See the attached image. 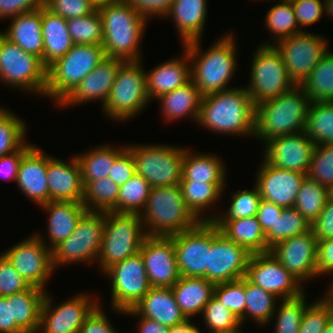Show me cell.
<instances>
[{"mask_svg": "<svg viewBox=\"0 0 333 333\" xmlns=\"http://www.w3.org/2000/svg\"><path fill=\"white\" fill-rule=\"evenodd\" d=\"M196 125L221 135L255 134V105L241 86L202 97Z\"/></svg>", "mask_w": 333, "mask_h": 333, "instance_id": "6da1fadb", "label": "cell"}, {"mask_svg": "<svg viewBox=\"0 0 333 333\" xmlns=\"http://www.w3.org/2000/svg\"><path fill=\"white\" fill-rule=\"evenodd\" d=\"M98 11L103 23L105 56L124 61H142L141 44L148 19L126 0H107Z\"/></svg>", "mask_w": 333, "mask_h": 333, "instance_id": "7a4b0ae2", "label": "cell"}, {"mask_svg": "<svg viewBox=\"0 0 333 333\" xmlns=\"http://www.w3.org/2000/svg\"><path fill=\"white\" fill-rule=\"evenodd\" d=\"M235 37L232 31L226 33L206 51L201 50V40L182 46L189 56L191 80L202 96L235 88L228 86L238 65Z\"/></svg>", "mask_w": 333, "mask_h": 333, "instance_id": "3957f363", "label": "cell"}, {"mask_svg": "<svg viewBox=\"0 0 333 333\" xmlns=\"http://www.w3.org/2000/svg\"><path fill=\"white\" fill-rule=\"evenodd\" d=\"M310 99L300 85L255 105L254 138L267 140L305 131Z\"/></svg>", "mask_w": 333, "mask_h": 333, "instance_id": "277c9868", "label": "cell"}, {"mask_svg": "<svg viewBox=\"0 0 333 333\" xmlns=\"http://www.w3.org/2000/svg\"><path fill=\"white\" fill-rule=\"evenodd\" d=\"M139 215L148 237H171L200 222L186 206L179 185L151 188Z\"/></svg>", "mask_w": 333, "mask_h": 333, "instance_id": "5b68a950", "label": "cell"}, {"mask_svg": "<svg viewBox=\"0 0 333 333\" xmlns=\"http://www.w3.org/2000/svg\"><path fill=\"white\" fill-rule=\"evenodd\" d=\"M105 58L102 44H74L47 68L46 98L58 106Z\"/></svg>", "mask_w": 333, "mask_h": 333, "instance_id": "8992f818", "label": "cell"}, {"mask_svg": "<svg viewBox=\"0 0 333 333\" xmlns=\"http://www.w3.org/2000/svg\"><path fill=\"white\" fill-rule=\"evenodd\" d=\"M147 237L138 213L106 212L101 249L96 261L100 273L138 254Z\"/></svg>", "mask_w": 333, "mask_h": 333, "instance_id": "52a82bcc", "label": "cell"}, {"mask_svg": "<svg viewBox=\"0 0 333 333\" xmlns=\"http://www.w3.org/2000/svg\"><path fill=\"white\" fill-rule=\"evenodd\" d=\"M141 63L142 61H126L120 67L102 109L110 120H130L151 104L147 93L146 72Z\"/></svg>", "mask_w": 333, "mask_h": 333, "instance_id": "ba28073f", "label": "cell"}, {"mask_svg": "<svg viewBox=\"0 0 333 333\" xmlns=\"http://www.w3.org/2000/svg\"><path fill=\"white\" fill-rule=\"evenodd\" d=\"M0 82L24 93L31 92L45 97L47 68L39 57L24 51L4 37L1 31Z\"/></svg>", "mask_w": 333, "mask_h": 333, "instance_id": "9c48e42d", "label": "cell"}, {"mask_svg": "<svg viewBox=\"0 0 333 333\" xmlns=\"http://www.w3.org/2000/svg\"><path fill=\"white\" fill-rule=\"evenodd\" d=\"M157 144L126 145L133 155L136 174L146 179L152 188L179 185L187 147Z\"/></svg>", "mask_w": 333, "mask_h": 333, "instance_id": "30bf717a", "label": "cell"}, {"mask_svg": "<svg viewBox=\"0 0 333 333\" xmlns=\"http://www.w3.org/2000/svg\"><path fill=\"white\" fill-rule=\"evenodd\" d=\"M106 212H87L73 233L52 250L54 271L64 264L96 263L103 238Z\"/></svg>", "mask_w": 333, "mask_h": 333, "instance_id": "8fae6325", "label": "cell"}, {"mask_svg": "<svg viewBox=\"0 0 333 333\" xmlns=\"http://www.w3.org/2000/svg\"><path fill=\"white\" fill-rule=\"evenodd\" d=\"M256 48L252 56L249 85L245 86L254 105L276 98L295 86L274 45H260Z\"/></svg>", "mask_w": 333, "mask_h": 333, "instance_id": "7c38bea8", "label": "cell"}, {"mask_svg": "<svg viewBox=\"0 0 333 333\" xmlns=\"http://www.w3.org/2000/svg\"><path fill=\"white\" fill-rule=\"evenodd\" d=\"M111 283V308L124 315L151 289L141 253L128 257L107 268L103 275ZM109 276V277H108Z\"/></svg>", "mask_w": 333, "mask_h": 333, "instance_id": "4fadbf2b", "label": "cell"}, {"mask_svg": "<svg viewBox=\"0 0 333 333\" xmlns=\"http://www.w3.org/2000/svg\"><path fill=\"white\" fill-rule=\"evenodd\" d=\"M325 36L301 32L278 41L274 46L282 56L289 78L295 85H301L329 51Z\"/></svg>", "mask_w": 333, "mask_h": 333, "instance_id": "5bb4252c", "label": "cell"}, {"mask_svg": "<svg viewBox=\"0 0 333 333\" xmlns=\"http://www.w3.org/2000/svg\"><path fill=\"white\" fill-rule=\"evenodd\" d=\"M48 292L42 304L37 333H78L86 318L101 304L97 296L95 299L90 294L81 293L54 306Z\"/></svg>", "mask_w": 333, "mask_h": 333, "instance_id": "9a60e30c", "label": "cell"}, {"mask_svg": "<svg viewBox=\"0 0 333 333\" xmlns=\"http://www.w3.org/2000/svg\"><path fill=\"white\" fill-rule=\"evenodd\" d=\"M251 253L231 241L211 221V250L207 265V280L226 283L246 276Z\"/></svg>", "mask_w": 333, "mask_h": 333, "instance_id": "2e32d148", "label": "cell"}, {"mask_svg": "<svg viewBox=\"0 0 333 333\" xmlns=\"http://www.w3.org/2000/svg\"><path fill=\"white\" fill-rule=\"evenodd\" d=\"M2 253L30 286L47 290L46 284L54 272L52 254L35 233Z\"/></svg>", "mask_w": 333, "mask_h": 333, "instance_id": "e0dca14e", "label": "cell"}, {"mask_svg": "<svg viewBox=\"0 0 333 333\" xmlns=\"http://www.w3.org/2000/svg\"><path fill=\"white\" fill-rule=\"evenodd\" d=\"M180 276L204 277L211 250V221L199 222L195 227L170 237Z\"/></svg>", "mask_w": 333, "mask_h": 333, "instance_id": "ac0fdd59", "label": "cell"}, {"mask_svg": "<svg viewBox=\"0 0 333 333\" xmlns=\"http://www.w3.org/2000/svg\"><path fill=\"white\" fill-rule=\"evenodd\" d=\"M245 277L280 300L295 298L305 292V286H302L270 252L252 254Z\"/></svg>", "mask_w": 333, "mask_h": 333, "instance_id": "d6986e66", "label": "cell"}, {"mask_svg": "<svg viewBox=\"0 0 333 333\" xmlns=\"http://www.w3.org/2000/svg\"><path fill=\"white\" fill-rule=\"evenodd\" d=\"M317 238L312 229L308 232L290 237L270 248V253L302 285L304 281L317 278L316 253Z\"/></svg>", "mask_w": 333, "mask_h": 333, "instance_id": "ffe728a7", "label": "cell"}, {"mask_svg": "<svg viewBox=\"0 0 333 333\" xmlns=\"http://www.w3.org/2000/svg\"><path fill=\"white\" fill-rule=\"evenodd\" d=\"M263 146V159L270 165L308 173L315 143L304 131L269 139Z\"/></svg>", "mask_w": 333, "mask_h": 333, "instance_id": "44dd1931", "label": "cell"}, {"mask_svg": "<svg viewBox=\"0 0 333 333\" xmlns=\"http://www.w3.org/2000/svg\"><path fill=\"white\" fill-rule=\"evenodd\" d=\"M262 160L254 181L261 198L283 208L294 207L301 183L307 174L280 169Z\"/></svg>", "mask_w": 333, "mask_h": 333, "instance_id": "7402d4cb", "label": "cell"}, {"mask_svg": "<svg viewBox=\"0 0 333 333\" xmlns=\"http://www.w3.org/2000/svg\"><path fill=\"white\" fill-rule=\"evenodd\" d=\"M140 253L151 287H172L180 278L174 243L170 237H147Z\"/></svg>", "mask_w": 333, "mask_h": 333, "instance_id": "603a6c76", "label": "cell"}, {"mask_svg": "<svg viewBox=\"0 0 333 333\" xmlns=\"http://www.w3.org/2000/svg\"><path fill=\"white\" fill-rule=\"evenodd\" d=\"M125 62L123 59L106 57L57 107L65 109V107H74L76 104L82 105V103L99 100L103 108L117 73Z\"/></svg>", "mask_w": 333, "mask_h": 333, "instance_id": "cb8c5ba5", "label": "cell"}, {"mask_svg": "<svg viewBox=\"0 0 333 333\" xmlns=\"http://www.w3.org/2000/svg\"><path fill=\"white\" fill-rule=\"evenodd\" d=\"M47 182L49 201L80 202L84 196L81 168L74 155L69 160L58 159L48 155Z\"/></svg>", "mask_w": 333, "mask_h": 333, "instance_id": "d4e9b609", "label": "cell"}, {"mask_svg": "<svg viewBox=\"0 0 333 333\" xmlns=\"http://www.w3.org/2000/svg\"><path fill=\"white\" fill-rule=\"evenodd\" d=\"M48 154L33 145L20 160L16 185L34 204L42 206L49 202L47 182Z\"/></svg>", "mask_w": 333, "mask_h": 333, "instance_id": "484cf974", "label": "cell"}, {"mask_svg": "<svg viewBox=\"0 0 333 333\" xmlns=\"http://www.w3.org/2000/svg\"><path fill=\"white\" fill-rule=\"evenodd\" d=\"M39 208L45 210L49 216L47 218L48 239L43 238L44 235L42 236L39 232L35 234L50 250L67 239L76 229L80 219L88 212L83 203L71 201H49ZM44 239L49 240V243H46Z\"/></svg>", "mask_w": 333, "mask_h": 333, "instance_id": "4316f807", "label": "cell"}, {"mask_svg": "<svg viewBox=\"0 0 333 333\" xmlns=\"http://www.w3.org/2000/svg\"><path fill=\"white\" fill-rule=\"evenodd\" d=\"M182 58L173 57L159 63L146 72L148 97L153 100L181 87L191 80L190 60L187 50L183 48Z\"/></svg>", "mask_w": 333, "mask_h": 333, "instance_id": "83f0119b", "label": "cell"}, {"mask_svg": "<svg viewBox=\"0 0 333 333\" xmlns=\"http://www.w3.org/2000/svg\"><path fill=\"white\" fill-rule=\"evenodd\" d=\"M207 0H174L164 18H172L182 46L201 40L207 21Z\"/></svg>", "mask_w": 333, "mask_h": 333, "instance_id": "f1b7e54d", "label": "cell"}, {"mask_svg": "<svg viewBox=\"0 0 333 333\" xmlns=\"http://www.w3.org/2000/svg\"><path fill=\"white\" fill-rule=\"evenodd\" d=\"M133 309L140 316L168 327L181 324L187 319L181 312L171 287H151Z\"/></svg>", "mask_w": 333, "mask_h": 333, "instance_id": "f546056e", "label": "cell"}, {"mask_svg": "<svg viewBox=\"0 0 333 333\" xmlns=\"http://www.w3.org/2000/svg\"><path fill=\"white\" fill-rule=\"evenodd\" d=\"M10 20L9 27L1 34L27 53L39 57L43 63L42 7Z\"/></svg>", "mask_w": 333, "mask_h": 333, "instance_id": "4dcf8cb0", "label": "cell"}, {"mask_svg": "<svg viewBox=\"0 0 333 333\" xmlns=\"http://www.w3.org/2000/svg\"><path fill=\"white\" fill-rule=\"evenodd\" d=\"M215 284L204 277L180 276L171 287L175 300L187 319L200 316L214 296Z\"/></svg>", "mask_w": 333, "mask_h": 333, "instance_id": "1f68e13d", "label": "cell"}, {"mask_svg": "<svg viewBox=\"0 0 333 333\" xmlns=\"http://www.w3.org/2000/svg\"><path fill=\"white\" fill-rule=\"evenodd\" d=\"M43 65L48 68L74 46L67 20L42 6Z\"/></svg>", "mask_w": 333, "mask_h": 333, "instance_id": "d6a6232c", "label": "cell"}, {"mask_svg": "<svg viewBox=\"0 0 333 333\" xmlns=\"http://www.w3.org/2000/svg\"><path fill=\"white\" fill-rule=\"evenodd\" d=\"M202 95L192 80L177 89L162 95L157 100L161 104V114L166 121H176L187 117L197 123Z\"/></svg>", "mask_w": 333, "mask_h": 333, "instance_id": "836d02e7", "label": "cell"}, {"mask_svg": "<svg viewBox=\"0 0 333 333\" xmlns=\"http://www.w3.org/2000/svg\"><path fill=\"white\" fill-rule=\"evenodd\" d=\"M217 154L197 153L186 148L181 181H200L212 184L227 183L225 163Z\"/></svg>", "mask_w": 333, "mask_h": 333, "instance_id": "e575fe53", "label": "cell"}, {"mask_svg": "<svg viewBox=\"0 0 333 333\" xmlns=\"http://www.w3.org/2000/svg\"><path fill=\"white\" fill-rule=\"evenodd\" d=\"M231 241L245 247L251 254L268 253L266 234L255 216L232 221H212Z\"/></svg>", "mask_w": 333, "mask_h": 333, "instance_id": "d590c367", "label": "cell"}, {"mask_svg": "<svg viewBox=\"0 0 333 333\" xmlns=\"http://www.w3.org/2000/svg\"><path fill=\"white\" fill-rule=\"evenodd\" d=\"M226 185L200 181H180L179 184L186 206L200 222L213 221L216 218V213L207 215L205 211L211 210V207L219 202L225 193Z\"/></svg>", "mask_w": 333, "mask_h": 333, "instance_id": "8d00e7d4", "label": "cell"}, {"mask_svg": "<svg viewBox=\"0 0 333 333\" xmlns=\"http://www.w3.org/2000/svg\"><path fill=\"white\" fill-rule=\"evenodd\" d=\"M46 292L31 286L27 290L11 294L12 320H15L25 333L38 332Z\"/></svg>", "mask_w": 333, "mask_h": 333, "instance_id": "74e56055", "label": "cell"}, {"mask_svg": "<svg viewBox=\"0 0 333 333\" xmlns=\"http://www.w3.org/2000/svg\"><path fill=\"white\" fill-rule=\"evenodd\" d=\"M125 149L126 144L122 147L104 144L82 154L77 153L75 156L81 168L83 186L85 187L91 181L108 177L114 160Z\"/></svg>", "mask_w": 333, "mask_h": 333, "instance_id": "f35d334b", "label": "cell"}, {"mask_svg": "<svg viewBox=\"0 0 333 333\" xmlns=\"http://www.w3.org/2000/svg\"><path fill=\"white\" fill-rule=\"evenodd\" d=\"M280 299L273 293L263 290L261 287L254 285L245 277V314L240 319L242 326L250 318L256 322L258 327H264L272 321L275 312L276 303Z\"/></svg>", "mask_w": 333, "mask_h": 333, "instance_id": "ab89813d", "label": "cell"}, {"mask_svg": "<svg viewBox=\"0 0 333 333\" xmlns=\"http://www.w3.org/2000/svg\"><path fill=\"white\" fill-rule=\"evenodd\" d=\"M310 102H333V52L328 51L300 85Z\"/></svg>", "mask_w": 333, "mask_h": 333, "instance_id": "60d3db41", "label": "cell"}, {"mask_svg": "<svg viewBox=\"0 0 333 333\" xmlns=\"http://www.w3.org/2000/svg\"><path fill=\"white\" fill-rule=\"evenodd\" d=\"M304 132L315 145L333 144V102L310 103Z\"/></svg>", "mask_w": 333, "mask_h": 333, "instance_id": "b9f144b4", "label": "cell"}, {"mask_svg": "<svg viewBox=\"0 0 333 333\" xmlns=\"http://www.w3.org/2000/svg\"><path fill=\"white\" fill-rule=\"evenodd\" d=\"M266 28L270 31V35L274 36V41L263 42L260 45H275L278 41L301 32L297 19L292 7L291 1L281 0L271 7L264 20Z\"/></svg>", "mask_w": 333, "mask_h": 333, "instance_id": "7bdbcfd3", "label": "cell"}, {"mask_svg": "<svg viewBox=\"0 0 333 333\" xmlns=\"http://www.w3.org/2000/svg\"><path fill=\"white\" fill-rule=\"evenodd\" d=\"M330 196L331 191L327 187L306 176L301 183L294 208L312 224L318 218Z\"/></svg>", "mask_w": 333, "mask_h": 333, "instance_id": "ee69618b", "label": "cell"}, {"mask_svg": "<svg viewBox=\"0 0 333 333\" xmlns=\"http://www.w3.org/2000/svg\"><path fill=\"white\" fill-rule=\"evenodd\" d=\"M119 185L110 177L89 182L84 187L83 205L88 212H114L117 203Z\"/></svg>", "mask_w": 333, "mask_h": 333, "instance_id": "f6af8a7d", "label": "cell"}, {"mask_svg": "<svg viewBox=\"0 0 333 333\" xmlns=\"http://www.w3.org/2000/svg\"><path fill=\"white\" fill-rule=\"evenodd\" d=\"M151 185L142 176L135 174L125 184L119 186L116 213H138L144 209L148 200Z\"/></svg>", "mask_w": 333, "mask_h": 333, "instance_id": "bcb514c9", "label": "cell"}, {"mask_svg": "<svg viewBox=\"0 0 333 333\" xmlns=\"http://www.w3.org/2000/svg\"><path fill=\"white\" fill-rule=\"evenodd\" d=\"M26 123L10 109L0 107V157L18 151L26 141Z\"/></svg>", "mask_w": 333, "mask_h": 333, "instance_id": "7dc6e473", "label": "cell"}, {"mask_svg": "<svg viewBox=\"0 0 333 333\" xmlns=\"http://www.w3.org/2000/svg\"><path fill=\"white\" fill-rule=\"evenodd\" d=\"M305 292L300 296L291 299H282L277 303L272 320L275 333H298L301 318L308 304ZM282 301V302H281Z\"/></svg>", "mask_w": 333, "mask_h": 333, "instance_id": "c3c4849f", "label": "cell"}, {"mask_svg": "<svg viewBox=\"0 0 333 333\" xmlns=\"http://www.w3.org/2000/svg\"><path fill=\"white\" fill-rule=\"evenodd\" d=\"M311 224L294 207L283 208V212L275 222V231L266 233L269 248L290 237L308 232Z\"/></svg>", "mask_w": 333, "mask_h": 333, "instance_id": "681fc988", "label": "cell"}, {"mask_svg": "<svg viewBox=\"0 0 333 333\" xmlns=\"http://www.w3.org/2000/svg\"><path fill=\"white\" fill-rule=\"evenodd\" d=\"M67 29L74 44H102L103 23L97 8L85 17L67 20Z\"/></svg>", "mask_w": 333, "mask_h": 333, "instance_id": "f907efd6", "label": "cell"}, {"mask_svg": "<svg viewBox=\"0 0 333 333\" xmlns=\"http://www.w3.org/2000/svg\"><path fill=\"white\" fill-rule=\"evenodd\" d=\"M201 316L205 325L204 330L207 329L208 333L228 332L242 328L239 317L214 296L203 308Z\"/></svg>", "mask_w": 333, "mask_h": 333, "instance_id": "816d5d0a", "label": "cell"}, {"mask_svg": "<svg viewBox=\"0 0 333 333\" xmlns=\"http://www.w3.org/2000/svg\"><path fill=\"white\" fill-rule=\"evenodd\" d=\"M261 199L259 189L255 184L251 190L235 191L230 197V206L222 214H217L213 221H232L255 216Z\"/></svg>", "mask_w": 333, "mask_h": 333, "instance_id": "f5cc1de1", "label": "cell"}, {"mask_svg": "<svg viewBox=\"0 0 333 333\" xmlns=\"http://www.w3.org/2000/svg\"><path fill=\"white\" fill-rule=\"evenodd\" d=\"M332 315L333 299L325 293L322 298L306 306L298 333H323Z\"/></svg>", "mask_w": 333, "mask_h": 333, "instance_id": "db71d44e", "label": "cell"}, {"mask_svg": "<svg viewBox=\"0 0 333 333\" xmlns=\"http://www.w3.org/2000/svg\"><path fill=\"white\" fill-rule=\"evenodd\" d=\"M307 176L333 189V144L315 145Z\"/></svg>", "mask_w": 333, "mask_h": 333, "instance_id": "11a10c76", "label": "cell"}, {"mask_svg": "<svg viewBox=\"0 0 333 333\" xmlns=\"http://www.w3.org/2000/svg\"><path fill=\"white\" fill-rule=\"evenodd\" d=\"M214 297L241 319L245 314V277L240 280L215 284Z\"/></svg>", "mask_w": 333, "mask_h": 333, "instance_id": "9f6ffc18", "label": "cell"}, {"mask_svg": "<svg viewBox=\"0 0 333 333\" xmlns=\"http://www.w3.org/2000/svg\"><path fill=\"white\" fill-rule=\"evenodd\" d=\"M30 284L13 267L8 258L0 253V297H7L29 289Z\"/></svg>", "mask_w": 333, "mask_h": 333, "instance_id": "6f0895ef", "label": "cell"}, {"mask_svg": "<svg viewBox=\"0 0 333 333\" xmlns=\"http://www.w3.org/2000/svg\"><path fill=\"white\" fill-rule=\"evenodd\" d=\"M44 6L66 20L85 17L96 9L87 0H44Z\"/></svg>", "mask_w": 333, "mask_h": 333, "instance_id": "680465c9", "label": "cell"}, {"mask_svg": "<svg viewBox=\"0 0 333 333\" xmlns=\"http://www.w3.org/2000/svg\"><path fill=\"white\" fill-rule=\"evenodd\" d=\"M301 30L319 21L325 14L324 0H291Z\"/></svg>", "mask_w": 333, "mask_h": 333, "instance_id": "91938a15", "label": "cell"}, {"mask_svg": "<svg viewBox=\"0 0 333 333\" xmlns=\"http://www.w3.org/2000/svg\"><path fill=\"white\" fill-rule=\"evenodd\" d=\"M136 174L135 162L132 153L126 148L115 160L109 176L117 185L125 184Z\"/></svg>", "mask_w": 333, "mask_h": 333, "instance_id": "94428289", "label": "cell"}, {"mask_svg": "<svg viewBox=\"0 0 333 333\" xmlns=\"http://www.w3.org/2000/svg\"><path fill=\"white\" fill-rule=\"evenodd\" d=\"M78 333H119L100 304L86 318Z\"/></svg>", "mask_w": 333, "mask_h": 333, "instance_id": "6125c7cd", "label": "cell"}, {"mask_svg": "<svg viewBox=\"0 0 333 333\" xmlns=\"http://www.w3.org/2000/svg\"><path fill=\"white\" fill-rule=\"evenodd\" d=\"M135 10L151 18H163L171 9L174 0H126Z\"/></svg>", "mask_w": 333, "mask_h": 333, "instance_id": "be15d7a7", "label": "cell"}, {"mask_svg": "<svg viewBox=\"0 0 333 333\" xmlns=\"http://www.w3.org/2000/svg\"><path fill=\"white\" fill-rule=\"evenodd\" d=\"M311 229L317 240L333 238V196L331 195L320 212L318 218L311 224Z\"/></svg>", "mask_w": 333, "mask_h": 333, "instance_id": "e7e4bbea", "label": "cell"}, {"mask_svg": "<svg viewBox=\"0 0 333 333\" xmlns=\"http://www.w3.org/2000/svg\"><path fill=\"white\" fill-rule=\"evenodd\" d=\"M44 6V0H0V20L37 10Z\"/></svg>", "mask_w": 333, "mask_h": 333, "instance_id": "03108f58", "label": "cell"}, {"mask_svg": "<svg viewBox=\"0 0 333 333\" xmlns=\"http://www.w3.org/2000/svg\"><path fill=\"white\" fill-rule=\"evenodd\" d=\"M34 144L26 142L18 151L0 157V178L16 183L20 160Z\"/></svg>", "mask_w": 333, "mask_h": 333, "instance_id": "003e7915", "label": "cell"}, {"mask_svg": "<svg viewBox=\"0 0 333 333\" xmlns=\"http://www.w3.org/2000/svg\"><path fill=\"white\" fill-rule=\"evenodd\" d=\"M316 271L317 276L332 275L333 282V238L317 241Z\"/></svg>", "mask_w": 333, "mask_h": 333, "instance_id": "a7ac6f4b", "label": "cell"}, {"mask_svg": "<svg viewBox=\"0 0 333 333\" xmlns=\"http://www.w3.org/2000/svg\"><path fill=\"white\" fill-rule=\"evenodd\" d=\"M282 212L283 207L264 199L260 200L256 217L265 234L268 231H275V222Z\"/></svg>", "mask_w": 333, "mask_h": 333, "instance_id": "89a4df30", "label": "cell"}, {"mask_svg": "<svg viewBox=\"0 0 333 333\" xmlns=\"http://www.w3.org/2000/svg\"><path fill=\"white\" fill-rule=\"evenodd\" d=\"M0 333H25L16 321L12 320L11 295L0 297Z\"/></svg>", "mask_w": 333, "mask_h": 333, "instance_id": "2644e50d", "label": "cell"}, {"mask_svg": "<svg viewBox=\"0 0 333 333\" xmlns=\"http://www.w3.org/2000/svg\"><path fill=\"white\" fill-rule=\"evenodd\" d=\"M125 316L128 315L130 317H138L137 326H138V332L139 333H168L170 327L160 324L157 321H153L150 319H147L145 317L140 316L133 308L129 310L124 311ZM140 317V318H139Z\"/></svg>", "mask_w": 333, "mask_h": 333, "instance_id": "8c879c8a", "label": "cell"}, {"mask_svg": "<svg viewBox=\"0 0 333 333\" xmlns=\"http://www.w3.org/2000/svg\"><path fill=\"white\" fill-rule=\"evenodd\" d=\"M196 325L191 319H186L183 323L170 327L168 333H203Z\"/></svg>", "mask_w": 333, "mask_h": 333, "instance_id": "753ad0ef", "label": "cell"}, {"mask_svg": "<svg viewBox=\"0 0 333 333\" xmlns=\"http://www.w3.org/2000/svg\"><path fill=\"white\" fill-rule=\"evenodd\" d=\"M325 15L333 18V0H324Z\"/></svg>", "mask_w": 333, "mask_h": 333, "instance_id": "34e18365", "label": "cell"}, {"mask_svg": "<svg viewBox=\"0 0 333 333\" xmlns=\"http://www.w3.org/2000/svg\"><path fill=\"white\" fill-rule=\"evenodd\" d=\"M323 333H333V315L331 316L330 320L328 321Z\"/></svg>", "mask_w": 333, "mask_h": 333, "instance_id": "11e5206c", "label": "cell"}, {"mask_svg": "<svg viewBox=\"0 0 333 333\" xmlns=\"http://www.w3.org/2000/svg\"><path fill=\"white\" fill-rule=\"evenodd\" d=\"M90 2L95 8H98L101 4H103L107 0H87Z\"/></svg>", "mask_w": 333, "mask_h": 333, "instance_id": "2a66077c", "label": "cell"}, {"mask_svg": "<svg viewBox=\"0 0 333 333\" xmlns=\"http://www.w3.org/2000/svg\"><path fill=\"white\" fill-rule=\"evenodd\" d=\"M242 331V329L240 328V329H237V330H234V331H228V332H216V333H243V332H241Z\"/></svg>", "mask_w": 333, "mask_h": 333, "instance_id": "b9fcfbb0", "label": "cell"}]
</instances>
